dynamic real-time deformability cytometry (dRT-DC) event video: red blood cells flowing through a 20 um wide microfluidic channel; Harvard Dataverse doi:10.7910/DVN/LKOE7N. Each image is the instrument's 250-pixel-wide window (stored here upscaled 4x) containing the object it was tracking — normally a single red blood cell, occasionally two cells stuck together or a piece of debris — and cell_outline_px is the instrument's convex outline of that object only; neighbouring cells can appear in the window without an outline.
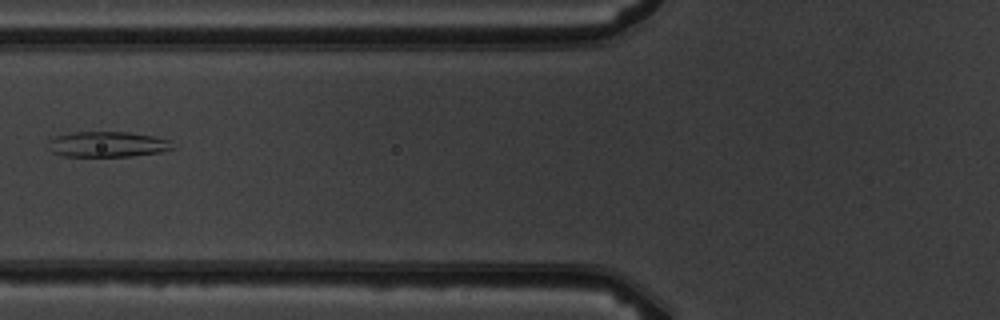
{"species": "common noctule bat (a hibernating species)", "species_latin": "Nyctalus noctula", "temperature_condition": "warm", "stored_images_in_passage": 6, "camera_frame_rate_fps": 3000, "um_per_image_px": 0.085, "animal": {"sex": "male", "body_mass_g": 19.5, "forearm_length_mm": 54.6}, "frame": {"image": 1, "passage_image": 5, "time_ms": 4.333, "image_size_px": [1000, 320], "cell_outline_px": [[172, 148], [160, 152], [132, 156], [64, 156], [52, 152], [48, 148], [48, 140], [56, 136], [72, 132], [128, 132], [156, 136], [168, 140]], "centroid_in_image_um": [9.08, 12.26], "position_along_channel_um": 116.7, "area_um2": 18.38}}